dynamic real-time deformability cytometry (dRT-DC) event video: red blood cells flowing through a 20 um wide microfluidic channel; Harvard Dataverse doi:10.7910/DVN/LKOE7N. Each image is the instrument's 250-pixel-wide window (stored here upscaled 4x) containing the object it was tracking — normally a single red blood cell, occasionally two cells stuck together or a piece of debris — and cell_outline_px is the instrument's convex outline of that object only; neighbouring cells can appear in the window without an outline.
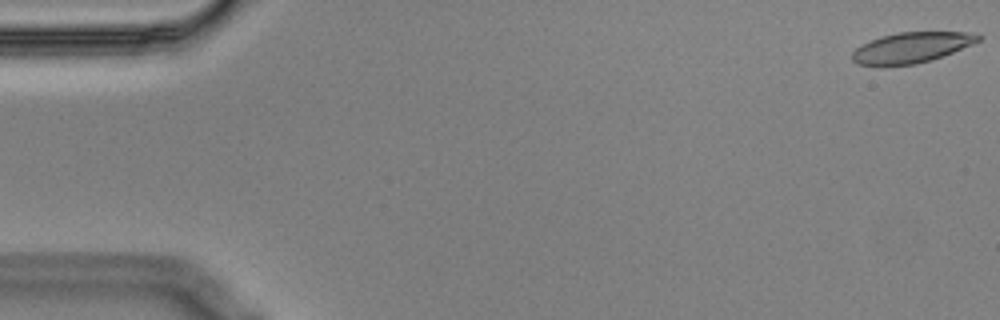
{"species": "Egyptian fruit bat (a non-hibernating species)", "species_latin": "Rousettus aegyptiacus", "temperature_condition": "cold", "stored_images_in_passage": 56, "camera_frame_rate_fps": 3000, "um_per_image_px": 0.085, "animal": {"sex": "male"}, "frame": {"image": 1, "passage_image": 1, "time_ms": 0.0, "image_size_px": [1000, 320], "cell_outline_px": [[984, 36], [980, 40], [972, 44], [932, 60], [916, 64], [856, 64], [852, 60], [852, 52], [860, 44], [880, 36], [896, 32], [972, 32]], "centroid_in_image_um": [77.49, 4.01], "position_along_channel_um": 7.5, "area_um2": 22.25}}
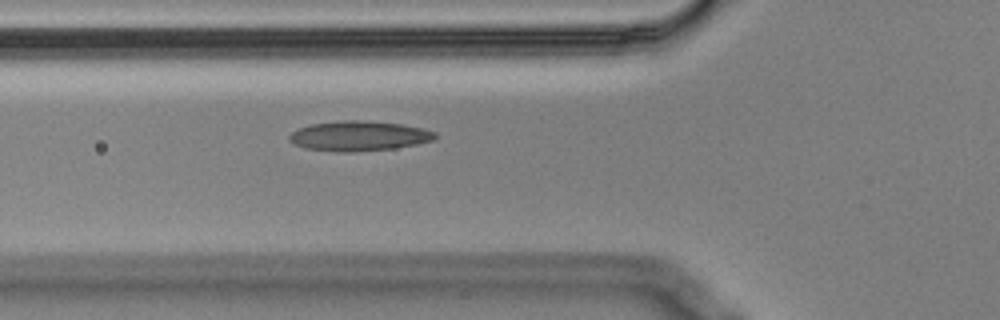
{"frame": {"image": 2, "passage_image": 20, "time_ms": 6.333, "image_size_px": [1000, 320], "cell_outline_px": [[436, 136], [432, 140], [416, 144], [396, 148], [352, 152], [336, 152], [304, 148], [288, 140], [288, 136], [292, 132], [300, 128], [312, 124], [340, 120], [368, 120], [404, 124], [424, 128], [436, 132]], "centroid_in_image_um": [30.52, 11.55], "position_along_channel_um": 95.3, "area_um2": 25.61}}
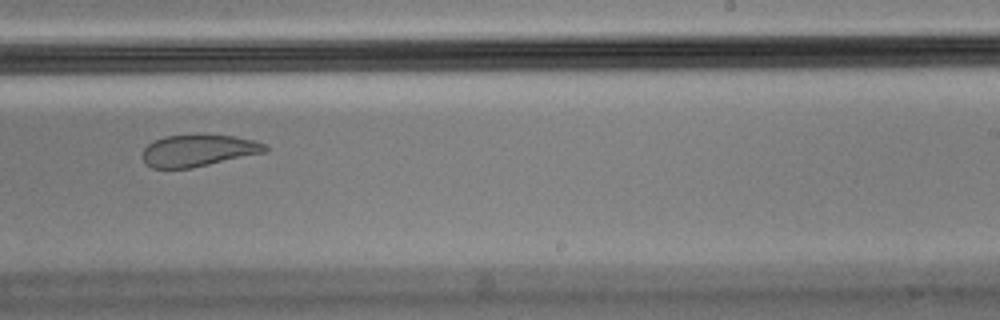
{"frame": {"image": 3, "passage_image": 35, "time_ms": 11.333, "image_size_px": [1000, 320], "cell_outline_px": [[268, 152], [192, 168], [152, 168], [144, 160], [144, 148], [148, 144], [164, 136], [196, 132], [208, 132], [236, 136], [256, 140], [268, 144]], "centroid_in_image_um": [16.96, 12.74], "position_along_channel_um": 272.0, "area_um2": 23.7}, "authors_computed_cell_mechanics": {"area_um2": 24.4494, "velocity_mm_per_s": 3.538, "shape_relaxation_time_tau1_ms": null, "shape_relaxation_time_tau2_ms": 2.3893, "deformation_change_tau1": null, "deformation_change_tau2": 0.0831}}